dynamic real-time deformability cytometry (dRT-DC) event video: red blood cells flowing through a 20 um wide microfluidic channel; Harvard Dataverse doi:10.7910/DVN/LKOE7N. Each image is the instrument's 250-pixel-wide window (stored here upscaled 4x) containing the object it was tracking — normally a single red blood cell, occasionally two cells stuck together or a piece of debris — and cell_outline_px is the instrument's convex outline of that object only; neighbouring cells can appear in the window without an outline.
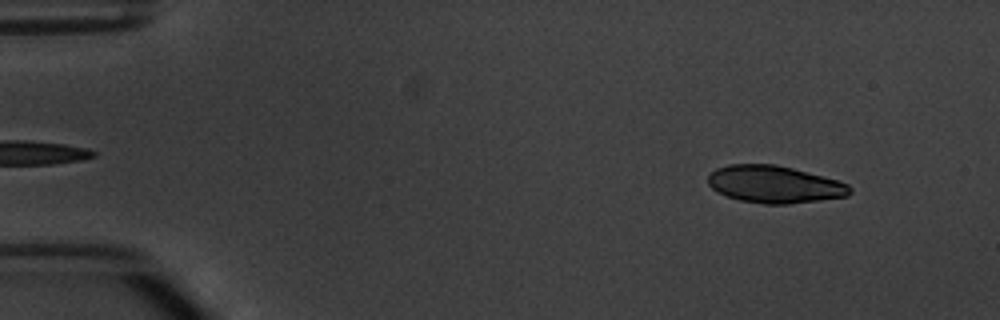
{"species": "common noctule bat (a hibernating species)", "species_latin": "Nyctalus noctula", "temperature_condition": "warm", "stored_images_in_passage": 3, "camera_frame_rate_fps": 3000, "um_per_image_px": 0.085, "animal": {"sex": "male", "body_mass_g": 20.1, "forearm_length_mm": 53.5}, "frame": {"image": 1, "passage_image": 1, "time_ms": 0.0, "image_size_px": [1000, 320], "cell_outline_px": [[852, 192], [848, 196], [820, 200], [788, 204], [764, 204], [740, 200], [728, 196], [712, 188], [708, 184], [708, 176], [716, 168], [728, 164], [776, 164], [792, 168], [836, 180], [848, 184], [852, 188]], "centroid_in_image_um": [65.83, 15.67], "position_along_channel_um": 19.2, "area_um2": 30.63}}